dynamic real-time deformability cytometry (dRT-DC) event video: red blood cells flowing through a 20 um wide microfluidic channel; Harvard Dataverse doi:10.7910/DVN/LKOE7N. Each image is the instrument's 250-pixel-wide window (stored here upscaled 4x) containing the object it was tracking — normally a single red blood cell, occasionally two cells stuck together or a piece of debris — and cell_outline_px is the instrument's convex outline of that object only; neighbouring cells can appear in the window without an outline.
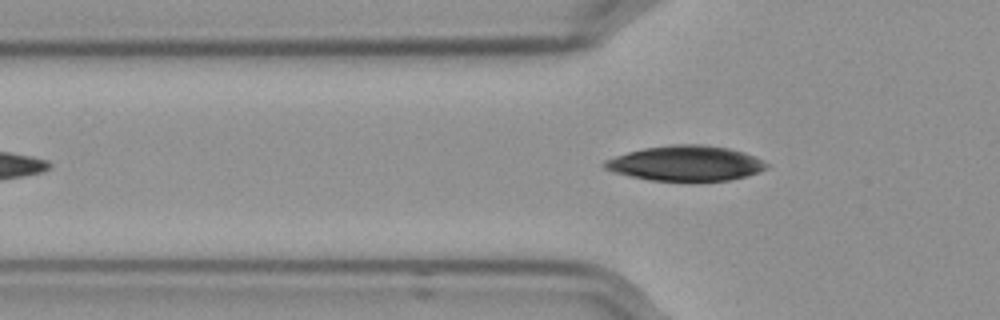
{"species": "Egyptian fruit bat (a non-hibernating species)", "species_latin": "Rousettus aegyptiacus", "temperature_condition": "cold", "stored_images_in_passage": 47, "camera_frame_rate_fps": 3000, "um_per_image_px": 0.085, "frame": {"image": 1, "passage_image": 13, "time_ms": 4.0, "image_size_px": [1000, 320], "cell_outline_px": [[768, 168], [744, 176], [728, 180], [652, 180], [612, 172], [604, 168], [600, 164], [604, 160], [628, 152], [644, 148], [672, 144], [700, 144], [728, 148], [744, 152], [768, 164]], "centroid_in_image_um": [58.23, 13.86], "position_along_channel_um": 67.6, "area_um2": 32.71}}
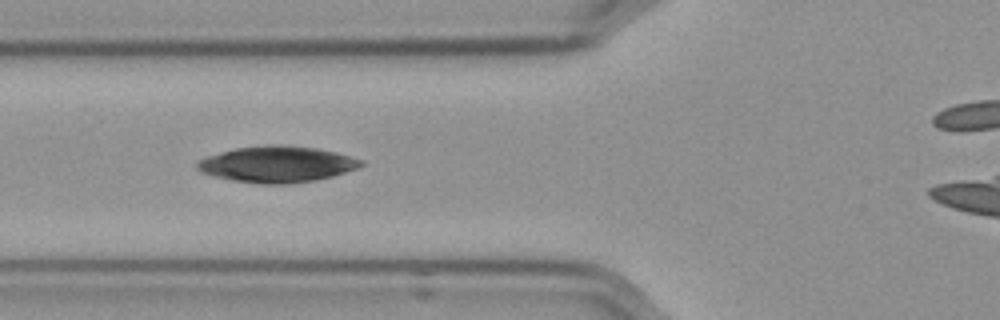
{"frame": {"image": 2, "passage_image": 16, "time_ms": 5.0, "image_size_px": [1000, 320], "cell_outline_px": [[364, 164], [356, 168], [332, 176], [316, 180], [284, 184], [260, 184], [232, 180], [212, 176], [200, 172], [196, 168], [196, 164], [200, 160], [208, 156], [236, 148], [272, 144], [280, 144], [316, 148], [336, 152], [364, 160]], "centroid_in_image_um": [23.54, 13.96], "position_along_channel_um": 102.3, "area_um2": 34.45}}
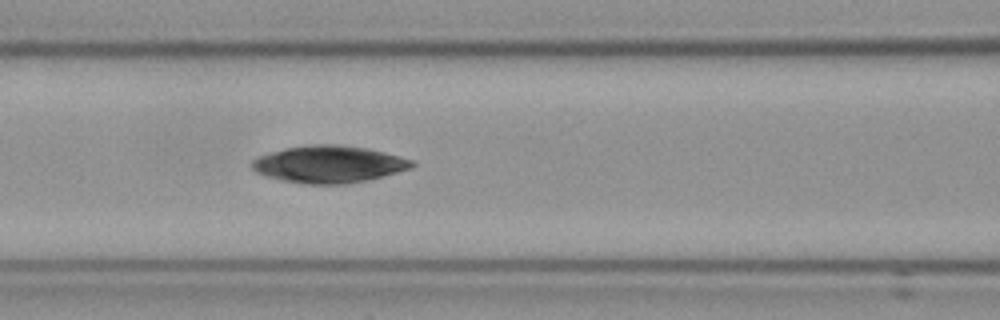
{"frame": {"image": 3, "passage_image": 19, "time_ms": 6.0, "image_size_px": [1000, 320], "cell_outline_px": [[416, 164], [412, 168], [384, 176], [368, 180], [344, 184], [308, 184], [284, 180], [268, 176], [256, 172], [252, 168], [252, 160], [260, 156], [284, 148], [312, 144], [340, 144], [368, 148], [400, 156], [412, 160]], "centroid_in_image_um": [28.0, 13.95], "position_along_channel_um": 138.6, "area_um2": 34.51}}